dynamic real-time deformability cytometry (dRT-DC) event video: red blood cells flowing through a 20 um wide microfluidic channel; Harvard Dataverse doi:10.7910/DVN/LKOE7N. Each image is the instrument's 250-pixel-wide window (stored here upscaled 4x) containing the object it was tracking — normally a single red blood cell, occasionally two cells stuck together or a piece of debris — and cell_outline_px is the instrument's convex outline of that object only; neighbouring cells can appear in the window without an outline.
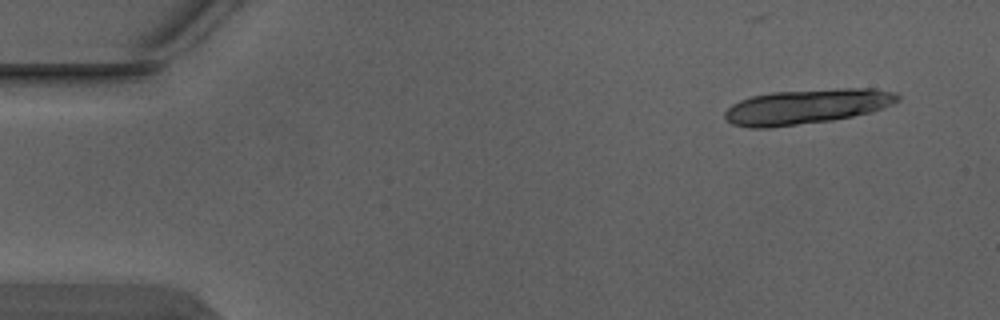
{"species": "Egyptian fruit bat (a non-hibernating species)", "species_latin": "Rousettus aegyptiacus", "temperature_condition": "warm", "stored_images_in_passage": 5, "camera_frame_rate_fps": 3000, "um_per_image_px": 0.085, "animal": {"sex": "male"}, "frame": {"image": 1, "passage_image": 1, "time_ms": 0.0, "image_size_px": [1000, 320], "cell_outline_px": [[900, 100], [892, 104], [868, 112], [852, 116], [832, 120], [768, 128], [752, 128], [732, 124], [724, 120], [724, 112], [732, 104], [740, 100], [752, 96], [772, 92], [836, 88], [872, 88], [896, 92], [900, 96]], "centroid_in_image_um": [68.54, 9.05], "position_along_channel_um": 16.5, "area_um2": 35.2}}